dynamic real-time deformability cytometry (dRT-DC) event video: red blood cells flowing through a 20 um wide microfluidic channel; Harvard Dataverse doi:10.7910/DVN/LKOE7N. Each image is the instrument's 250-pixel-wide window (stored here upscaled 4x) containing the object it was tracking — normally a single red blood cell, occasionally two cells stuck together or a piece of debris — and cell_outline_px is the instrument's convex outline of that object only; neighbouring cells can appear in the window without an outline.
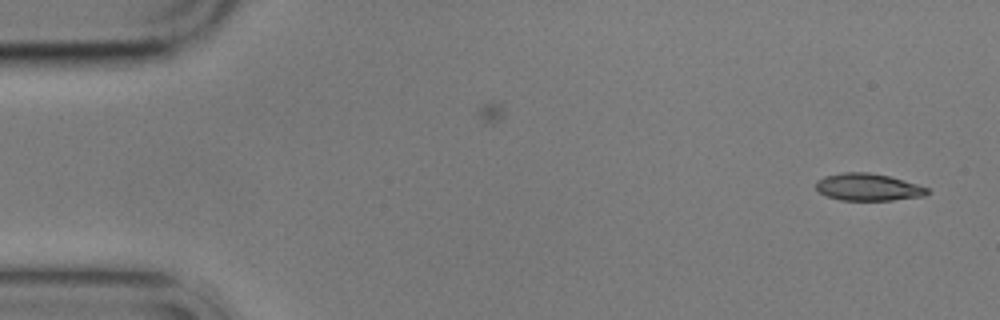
{"species": "common noctule bat (a hibernating species)", "species_latin": "Nyctalus noctula", "temperature_condition": "cold", "stored_images_in_passage": 2, "camera_frame_rate_fps": 3000, "um_per_image_px": 0.085, "animal": {"sex": "male", "body_mass_g": 17.9}, "frame": {"image": 1, "passage_image": 2, "time_ms": 1.333, "image_size_px": [1000, 320], "cell_outline_px": [[932, 192], [924, 196], [892, 200], [840, 200], [828, 196], [820, 192], [816, 188], [816, 180], [824, 176], [844, 172], [868, 172], [888, 176], [916, 184], [928, 188]], "centroid_in_image_um": [73.79, 15.9], "position_along_channel_um": 11.2, "area_um2": 17.57}}